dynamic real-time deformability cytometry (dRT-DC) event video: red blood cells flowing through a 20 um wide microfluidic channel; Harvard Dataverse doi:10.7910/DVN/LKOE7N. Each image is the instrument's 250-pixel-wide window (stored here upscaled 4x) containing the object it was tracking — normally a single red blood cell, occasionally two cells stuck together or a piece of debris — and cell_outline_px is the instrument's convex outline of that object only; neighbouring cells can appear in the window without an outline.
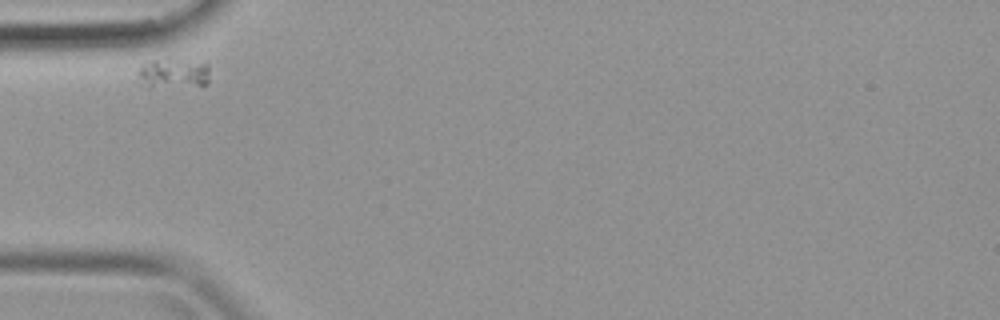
{"species": "common noctule bat (a hibernating species)", "species_latin": "Nyctalus noctula", "temperature_condition": "warm", "stored_images_in_passage": 23, "camera_frame_rate_fps": 3000, "um_per_image_px": 0.085, "animal": {"sex": "female", "body_mass_g": 19.9}, "frame": {"image": 1, "passage_image": 1, "time_ms": 0.0, "image_size_px": [1000, 320], "cell_outline_px": [[208, 84], [148, 88], [136, 72], [144, 64], [152, 60], [176, 60], [208, 64]], "centroid_in_image_um": [14.72, 6.25], "position_along_channel_um": 70.3, "area_um2": 11.96}}
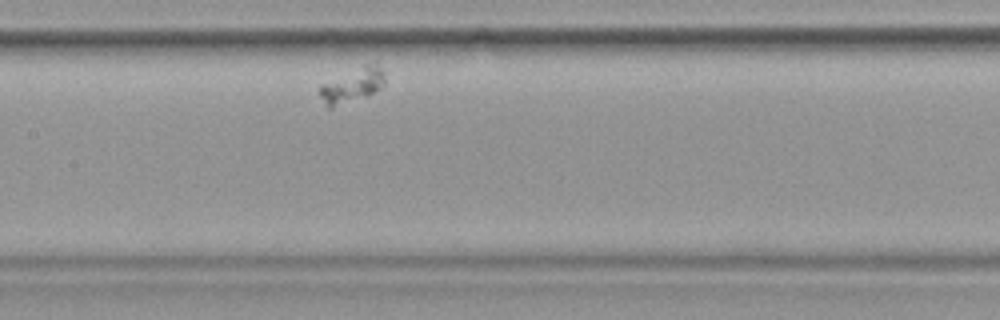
{"frame": {"image": 2, "passage_image": 9, "time_ms": 2.667, "image_size_px": [1000, 320], "cell_outline_px": [[384, 84], [380, 88], [368, 96], [332, 108], [328, 108], [320, 96], [320, 88], [324, 84], [364, 64], [376, 60], [384, 72]], "centroid_in_image_um": [30.02, 7.24], "position_along_channel_um": 177.4, "area_um2": 12.95}}
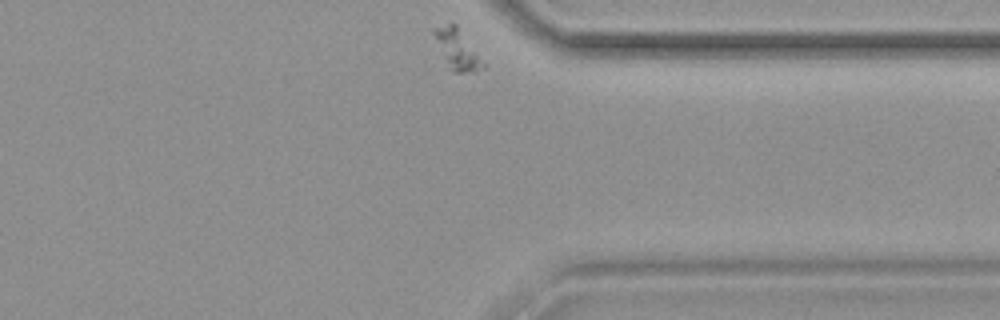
{"frame": {"image": 3, "passage_image": 23, "time_ms": 7.333, "image_size_px": [1000, 320], "cell_outline_px": [[488, 64], [484, 68], [476, 72], [456, 72], [452, 68], [432, 32], [432, 28], [452, 20], [456, 24]], "centroid_in_image_um": [38.95, 4.13], "position_along_channel_um": 372.4, "area_um2": 11.33}}